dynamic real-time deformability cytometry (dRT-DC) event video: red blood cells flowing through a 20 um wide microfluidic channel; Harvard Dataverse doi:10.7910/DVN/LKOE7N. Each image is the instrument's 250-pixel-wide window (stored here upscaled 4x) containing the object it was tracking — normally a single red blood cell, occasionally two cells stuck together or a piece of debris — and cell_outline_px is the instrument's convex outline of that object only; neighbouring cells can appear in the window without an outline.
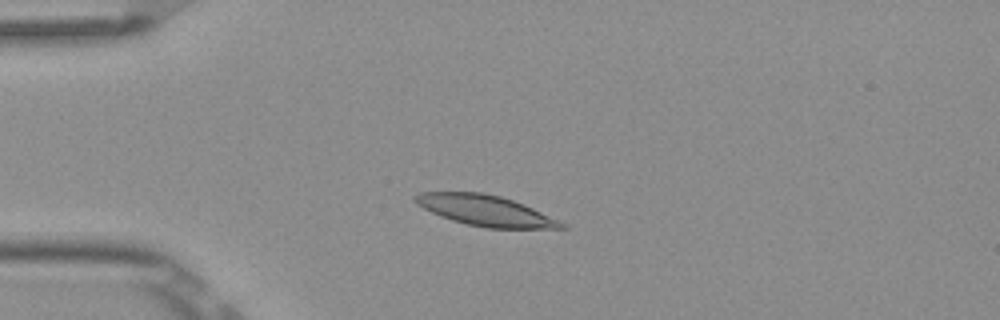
{"species": "Egyptian fruit bat (a non-hibernating species)", "species_latin": "Rousettus aegyptiacus", "temperature_condition": "room temperature", "stored_images_in_passage": 13, "camera_frame_rate_fps": 3000, "um_per_image_px": 0.085, "frame": {"image": 1, "passage_image": 2, "time_ms": 0.333, "image_size_px": [1000, 320], "cell_outline_px": [[568, 228], [488, 228], [468, 224], [452, 220], [440, 216], [416, 204], [412, 200], [412, 196], [420, 192], [484, 192], [500, 196], [512, 200], [532, 208], [560, 220]], "centroid_in_image_um": [41.22, 17.88], "position_along_channel_um": 43.8, "area_um2": 25.95}}
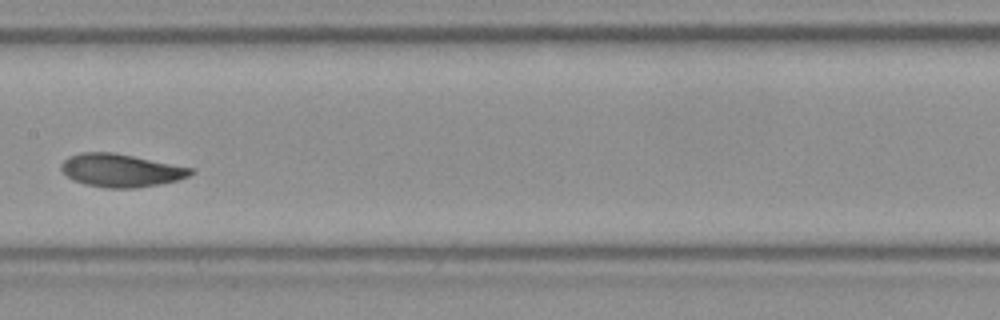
{"frame": {"image": 2, "passage_image": 6, "time_ms": 1.667, "image_size_px": [1000, 320], "cell_outline_px": [[196, 168], [188, 176], [176, 180], [160, 184], [136, 188], [108, 188], [84, 184], [72, 180], [60, 168], [60, 164], [68, 156], [80, 152], [112, 152]], "centroid_in_image_um": [10.26, 14.48], "position_along_channel_um": 197.1, "area_um2": 24.97}}
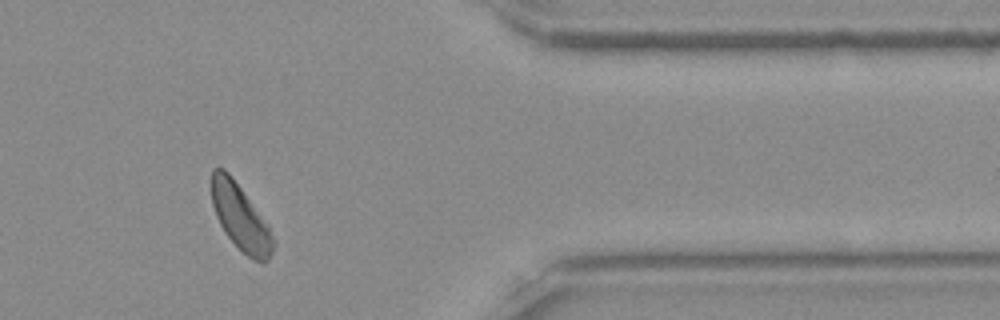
{"frame": {"image": 3, "passage_image": 11, "time_ms": 3.333, "image_size_px": [1000, 320], "cell_outline_px": [[276, 240], [272, 252], [268, 260], [264, 264], [248, 256], [224, 232], [216, 216], [212, 204], [212, 168], [224, 168], [228, 172], [268, 224]], "centroid_in_image_um": [20.46, 18.49], "position_along_channel_um": 390.9, "area_um2": 23.35}}